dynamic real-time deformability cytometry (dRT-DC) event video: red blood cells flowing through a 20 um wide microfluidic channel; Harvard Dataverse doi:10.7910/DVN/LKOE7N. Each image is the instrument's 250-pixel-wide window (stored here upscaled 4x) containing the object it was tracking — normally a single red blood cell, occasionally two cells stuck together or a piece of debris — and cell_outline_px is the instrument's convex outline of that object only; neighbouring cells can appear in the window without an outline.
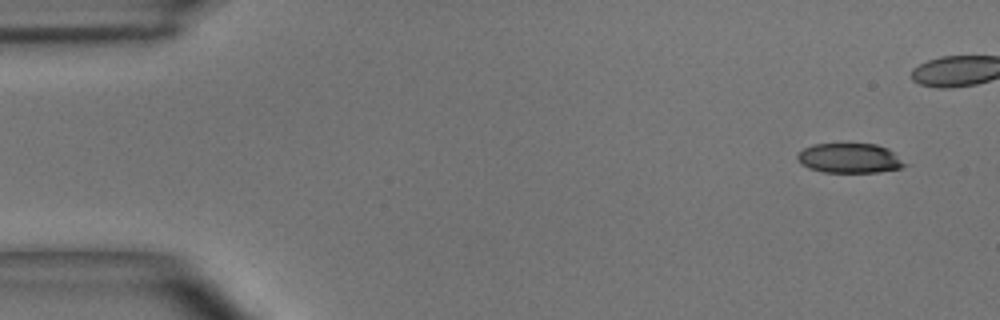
{"species": "common noctule bat (a hibernating species)", "species_latin": "Nyctalus noctula", "temperature_condition": "room temperature", "stored_images_in_passage": 2, "segment_of_instrument_passage": [2, 2], "camera_frame_rate_fps": 3000, "um_per_image_px": 0.085, "animal": {"sex": "male", "body_mass_g": 15.6}, "frame": {"image": 1, "passage_image": 2, "time_ms": 0.333, "image_size_px": [1000, 320], "cell_outline_px": [[908, 164], [900, 168], [876, 172], [824, 172], [808, 168], [800, 164], [796, 156], [804, 148], [816, 144], [876, 144], [888, 148]], "centroid_in_image_um": [72.21, 13.45], "position_along_channel_um": 12.8, "area_um2": 18.5}}